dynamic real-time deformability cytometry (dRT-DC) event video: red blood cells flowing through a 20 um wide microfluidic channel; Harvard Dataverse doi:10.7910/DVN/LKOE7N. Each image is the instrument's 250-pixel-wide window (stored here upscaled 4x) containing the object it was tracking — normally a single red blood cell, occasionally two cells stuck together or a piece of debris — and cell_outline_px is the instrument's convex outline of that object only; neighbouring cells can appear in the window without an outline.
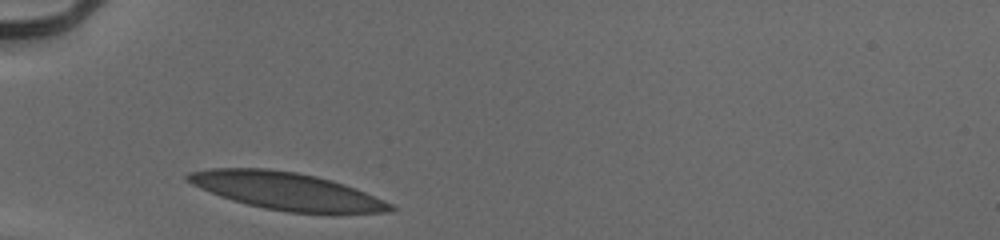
{"species": "human", "species_latin": "Homo sapiens", "temperature_condition": "cold", "stored_images_in_passage": 27, "camera_frame_rate_fps": 3000, "um_per_image_px": 0.085, "donor": {"sex": "male"}, "frame": {"image": 1, "passage_image": 1, "time_ms": 0.0, "image_size_px": [1000, 240], "cell_outline_px": [[396, 208], [388, 212], [332, 216], [288, 212], [264, 208], [232, 200], [220, 196], [200, 188], [184, 180], [184, 176], [188, 172], [212, 168], [268, 168], [296, 172], [316, 176], [332, 180], [356, 188], [384, 200], [392, 204]], "centroid_in_image_um": [24.43, 16.27], "position_along_channel_um": 60.6, "area_um2": 45.14}}
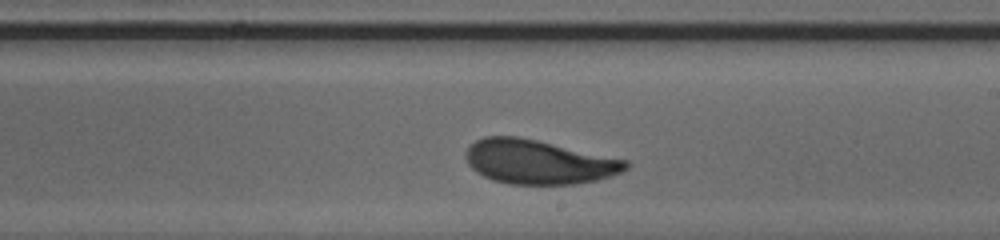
{"frame": {"image": 2, "passage_image": 16, "time_ms": 5.0, "image_size_px": [1000, 240], "cell_outline_px": [[628, 168], [620, 172], [596, 180], [576, 184], [508, 184], [492, 180], [476, 172], [468, 164], [464, 156], [468, 148], [476, 140], [484, 136], [516, 136], [536, 140], [628, 160]], "centroid_in_image_um": [45.74, 13.76], "position_along_channel_um": 243.3, "area_um2": 40.98}}
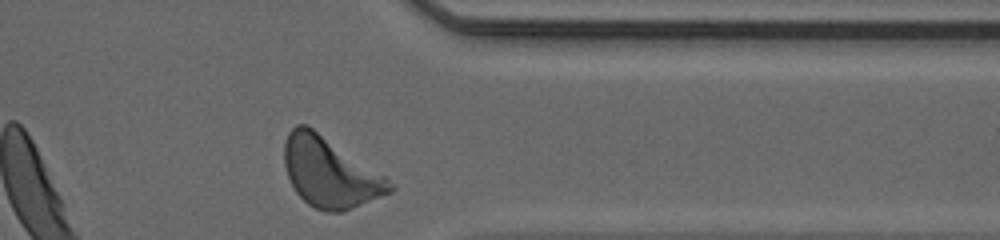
{"frame": {"image": 3, "passage_image": 27, "time_ms": 8.667, "image_size_px": [1000, 240], "cell_outline_px": [[396, 188], [392, 192], [344, 212], [324, 212], [308, 204], [296, 192], [288, 176], [284, 164], [284, 144], [288, 132], [296, 124], [308, 124], [384, 176]], "centroid_in_image_um": [28.02, 14.66], "position_along_channel_um": 383.4, "area_um2": 42.66}, "authors_computed_cell_mechanics": {"area_um2": 41.327, "velocity_mm_per_s": 3.8946, "shape_relaxation_time_tau1_ms": 3.3517, "shape_relaxation_time_tau2_ms": 1.1113, "deformation_change_tau1": 0.1359, "deformation_change_tau2": 0.0669}}